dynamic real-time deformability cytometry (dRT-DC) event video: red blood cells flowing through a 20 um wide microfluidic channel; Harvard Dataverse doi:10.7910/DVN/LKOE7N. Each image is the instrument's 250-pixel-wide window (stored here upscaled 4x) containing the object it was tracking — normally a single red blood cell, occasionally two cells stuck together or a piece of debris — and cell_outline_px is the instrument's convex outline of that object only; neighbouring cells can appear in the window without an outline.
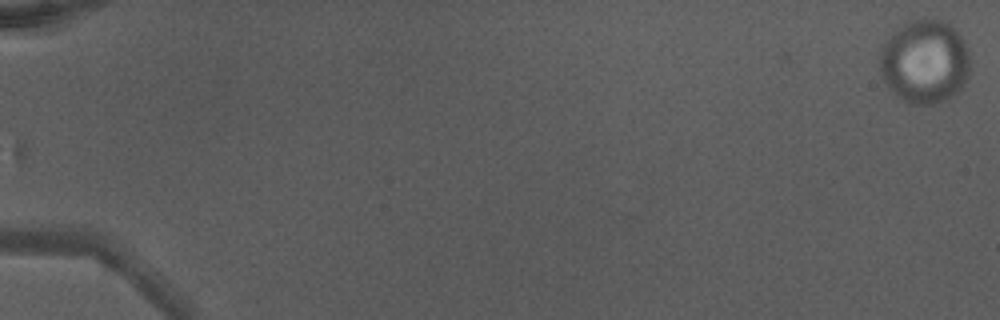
{"species": "Egyptian fruit bat (a non-hibernating species)", "species_latin": "Rousettus aegyptiacus", "temperature_condition": "warm", "stored_images_in_passage": 51, "camera_frame_rate_fps": 3000, "um_per_image_px": 0.085, "animal": {"sex": "male"}, "frame": {"image": 1, "passage_image": 1, "time_ms": 0.0, "image_size_px": [1000, 320], "cell_outline_px": [[968, 76], [960, 88], [956, 92], [944, 100], [932, 104], [908, 104], [900, 100], [880, 80], [880, 48], [892, 32], [896, 28], [908, 20], [944, 20], [964, 40], [968, 48]], "centroid_in_image_um": [78.53, 5.25], "position_along_channel_um": 6.5, "area_um2": 44.22}}
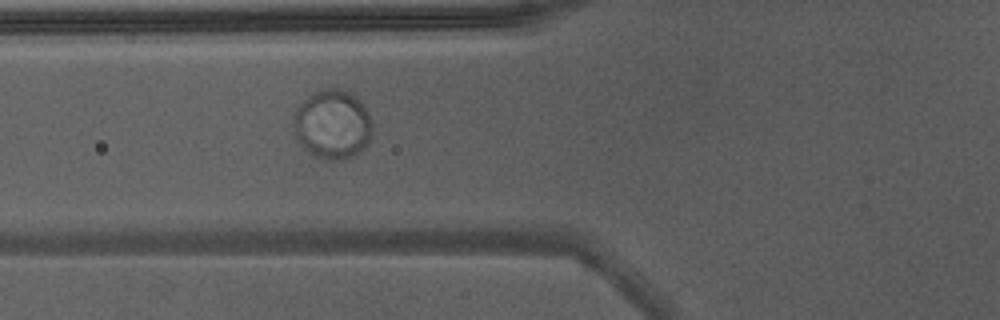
{"frame": {"image": 2, "passage_image": 22, "time_ms": 7.0, "image_size_px": [1000, 320], "cell_outline_px": [[372, 140], [360, 152], [344, 160], [324, 160], [312, 156], [300, 144], [296, 136], [292, 124], [292, 116], [296, 108], [312, 92], [320, 88], [340, 88], [352, 92], [364, 104], [368, 112], [372, 124]], "centroid_in_image_um": [28.26, 10.57], "position_along_channel_um": 97.5, "area_um2": 32.77}}
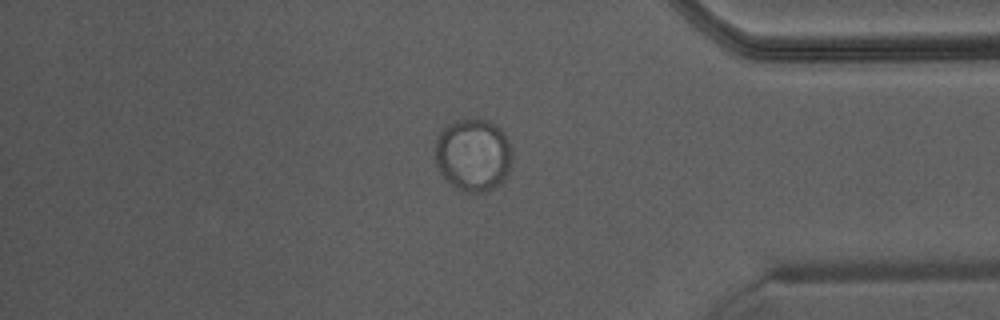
{"frame": {"image": 3, "passage_image": 44, "time_ms": 14.333, "image_size_px": [1000, 320], "cell_outline_px": [[512, 168], [492, 188], [480, 192], [464, 192], [452, 184], [440, 172], [436, 164], [436, 140], [440, 132], [448, 124], [460, 116], [488, 120], [496, 124], [504, 132], [512, 148]], "centroid_in_image_um": [40.23, 13.09], "position_along_channel_um": 395.0, "area_um2": 32.83}}